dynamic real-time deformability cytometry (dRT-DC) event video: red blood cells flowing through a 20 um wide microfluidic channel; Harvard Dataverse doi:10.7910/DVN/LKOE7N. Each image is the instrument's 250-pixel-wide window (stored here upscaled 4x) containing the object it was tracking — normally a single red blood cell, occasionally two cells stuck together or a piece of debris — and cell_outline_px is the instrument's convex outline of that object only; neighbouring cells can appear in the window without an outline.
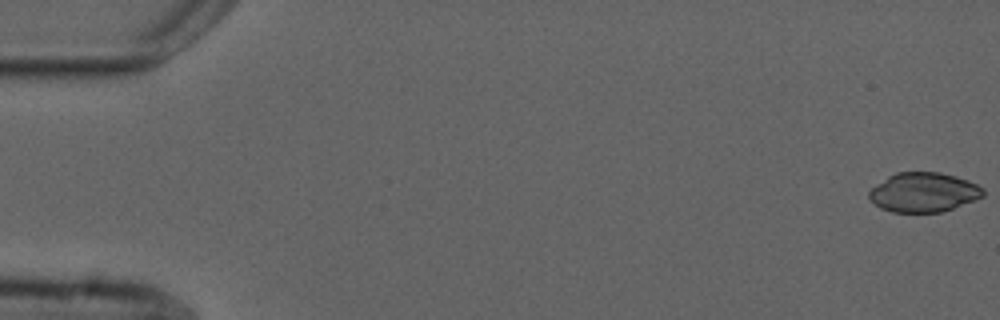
{"species": "common noctule bat (a hibernating species)", "species_latin": "Nyctalus noctula", "temperature_condition": "cold", "stored_images_in_passage": 4, "camera_frame_rate_fps": 3000, "um_per_image_px": 0.085, "animal": {"sex": "male", "forearm_length_mm": 52.5}, "frame": {"image": 1, "passage_image": 1, "time_ms": 0.0, "image_size_px": [1000, 320], "cell_outline_px": [[984, 196], [976, 200], [940, 212], [892, 212], [880, 208], [868, 196], [868, 192], [876, 184], [888, 176], [896, 172], [940, 172], [956, 176], [968, 180], [984, 188]], "centroid_in_image_um": [78.52, 16.34], "position_along_channel_um": 6.5, "area_um2": 26.24}}
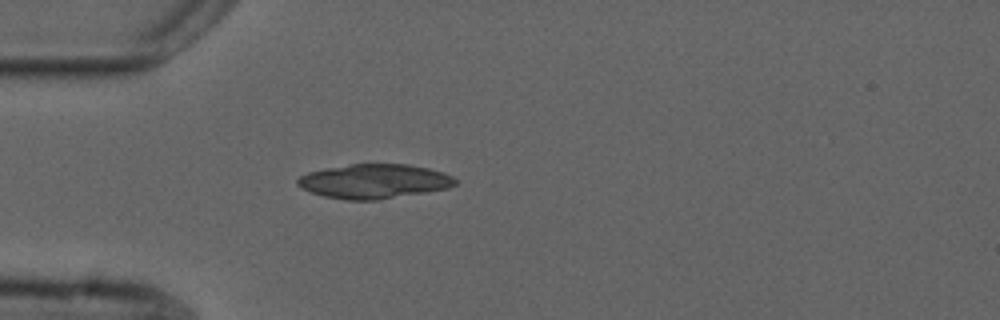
{"frame": {"image": 2, "passage_image": 4, "time_ms": 5.0, "image_size_px": [1000, 320], "cell_outline_px": [[456, 184], [448, 188], [376, 200], [344, 200], [324, 196], [312, 192], [296, 184], [296, 180], [300, 176], [308, 172], [328, 168], [352, 164], [408, 164], [428, 168], [444, 172], [452, 176], [456, 180]], "centroid_in_image_um": [31.81, 15.41], "position_along_channel_um": 53.2, "area_um2": 31.33}}